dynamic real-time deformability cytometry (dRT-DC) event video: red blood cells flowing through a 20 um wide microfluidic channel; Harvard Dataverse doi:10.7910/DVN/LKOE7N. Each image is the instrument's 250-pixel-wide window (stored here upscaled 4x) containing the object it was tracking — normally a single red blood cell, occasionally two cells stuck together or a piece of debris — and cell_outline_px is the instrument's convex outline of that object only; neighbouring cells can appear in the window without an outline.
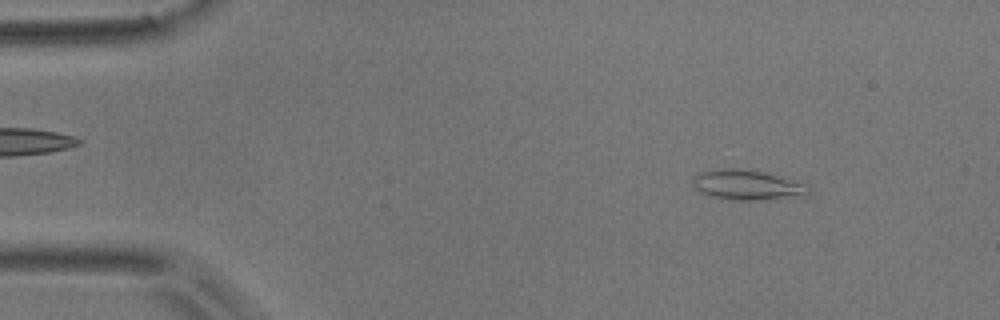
{"species": "common noctule bat (a hibernating species)", "species_latin": "Nyctalus noctula", "temperature_condition": "room temperature", "stored_images_in_passage": 52, "camera_frame_rate_fps": 3000, "um_per_image_px": 0.085, "animal": {"sex": "male", "body_mass_g": 17.9}, "frame": {"image": 1, "passage_image": 6, "time_ms": 1.667, "image_size_px": [1000, 320], "cell_outline_px": [[808, 196], [752, 200], [728, 200], [712, 196], [700, 192], [692, 184], [692, 180], [700, 172], [720, 168], [740, 168], [760, 172], [804, 184], [808, 192]], "centroid_in_image_um": [63.43, 15.73], "position_along_channel_um": 21.6, "area_um2": 19.77}}
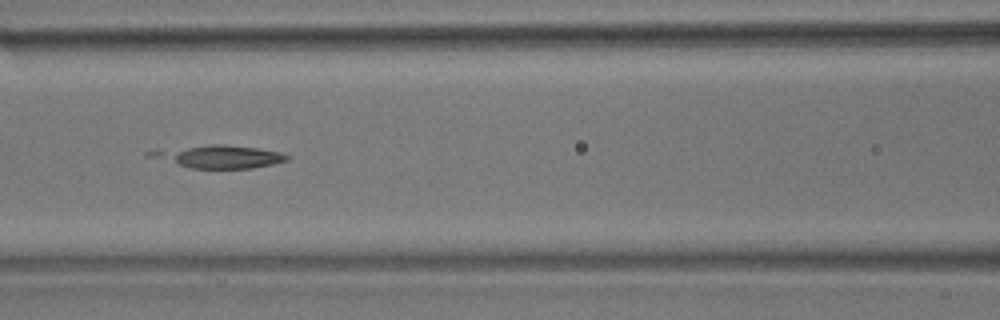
{"frame": {"image": 2, "passage_image": 22, "time_ms": 7.0, "image_size_px": [1000, 320], "cell_outline_px": [[288, 160], [272, 164], [252, 168], [192, 168], [180, 164], [168, 156], [176, 152], [188, 148], [208, 144], [224, 144], [256, 148], [280, 152], [288, 156]], "centroid_in_image_um": [19.28, 13.33], "position_along_channel_um": 147.3, "area_um2": 15.49}}
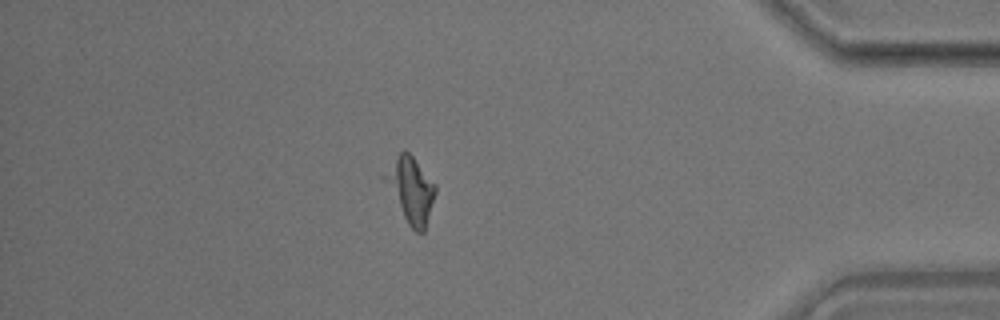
{"frame": {"image": 3, "passage_image": 45, "time_ms": 14.667, "image_size_px": [1000, 320], "cell_outline_px": [[436, 192], [424, 232], [416, 232], [408, 224], [380, 176], [400, 152], [404, 148], [412, 156], [436, 184]], "centroid_in_image_um": [34.89, 16.11], "position_along_channel_um": 400.3, "area_um2": 19.13}}